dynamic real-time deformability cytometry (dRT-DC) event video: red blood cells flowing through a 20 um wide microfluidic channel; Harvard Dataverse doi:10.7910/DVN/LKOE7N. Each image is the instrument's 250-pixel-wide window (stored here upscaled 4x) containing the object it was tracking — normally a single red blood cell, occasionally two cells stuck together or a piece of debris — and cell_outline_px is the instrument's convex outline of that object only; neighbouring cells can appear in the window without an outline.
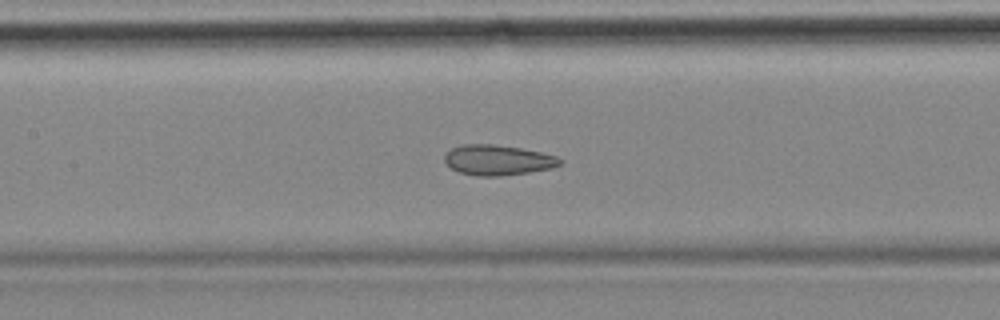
{"species": "common noctule bat (a hibernating species)", "species_latin": "Nyctalus noctula", "temperature_condition": "cold", "stored_images_in_passage": 56, "camera_frame_rate_fps": 3000, "um_per_image_px": 0.085, "animal": {"sex": "female", "body_mass_g": 18.4}, "frame": {"image": 1, "passage_image": 25, "time_ms": 8.0, "image_size_px": [1000, 320], "cell_outline_px": [[564, 160], [560, 164], [552, 168], [528, 172], [500, 176], [476, 176], [460, 172], [452, 168], [444, 160], [444, 156], [452, 148], [464, 144], [492, 144], [520, 148], [540, 152], [556, 156]], "centroid_in_image_um": [42.32, 13.6], "position_along_channel_um": 165.1, "area_um2": 20.17}, "authors_computed_cell_mechanics": {"area_um2": 22.3108, "velocity_mm_per_s": 3.5163, "shape_relaxation_time_tau1_ms": null, "shape_relaxation_time_tau2_ms": 1.3753, "deformation_change_tau1": null, "deformation_change_tau2": 0.0611}}